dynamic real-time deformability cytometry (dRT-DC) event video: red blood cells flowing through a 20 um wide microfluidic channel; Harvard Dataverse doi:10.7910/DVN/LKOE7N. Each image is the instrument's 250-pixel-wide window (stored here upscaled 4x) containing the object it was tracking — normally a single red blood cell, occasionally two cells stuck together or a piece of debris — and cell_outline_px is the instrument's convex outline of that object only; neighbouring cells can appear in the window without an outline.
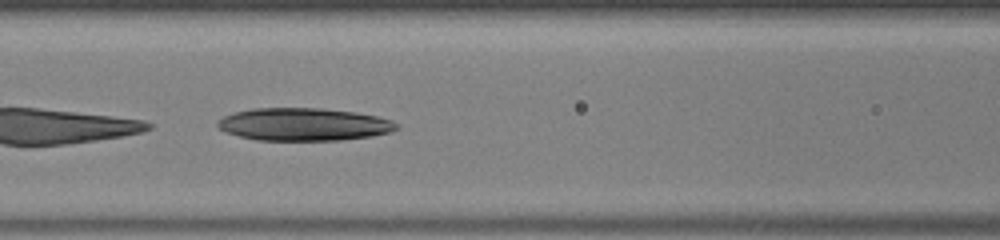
{"species": "human", "species_latin": "Homo sapiens", "temperature_condition": "warm", "stored_images_in_passage": 47, "camera_frame_rate_fps": 3000, "um_per_image_px": 0.085, "donor": {"sex": "male"}, "frame": {"image": 1, "passage_image": 21, "time_ms": 6.667, "image_size_px": [1000, 240], "cell_outline_px": [[400, 128], [392, 132], [372, 136], [340, 140], [256, 140], [224, 132], [216, 124], [224, 116], [232, 112], [252, 108], [320, 108], [356, 112], [376, 116], [392, 120], [400, 124]], "centroid_in_image_um": [25.85, 10.57], "position_along_channel_um": 140.7, "area_um2": 34.33}}
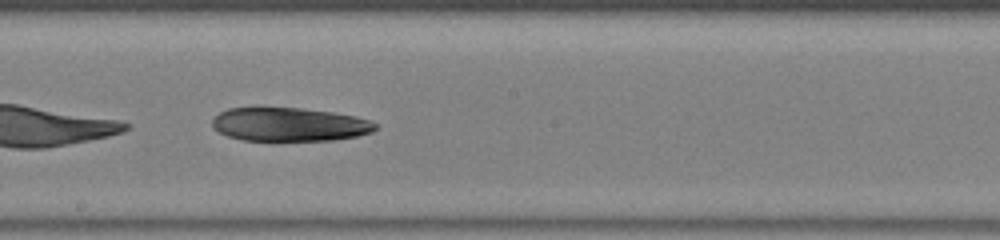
{"frame": {"image": 2, "passage_image": 27, "time_ms": 8.667, "image_size_px": [1000, 240], "cell_outline_px": [[376, 128], [372, 132], [356, 136], [332, 140], [244, 140], [228, 136], [212, 128], [212, 120], [220, 112], [228, 108], [256, 104], [260, 104], [300, 108], [332, 112], [356, 116], [372, 120], [376, 124]], "centroid_in_image_um": [24.53, 10.52], "position_along_channel_um": 223.7, "area_um2": 32.89}}
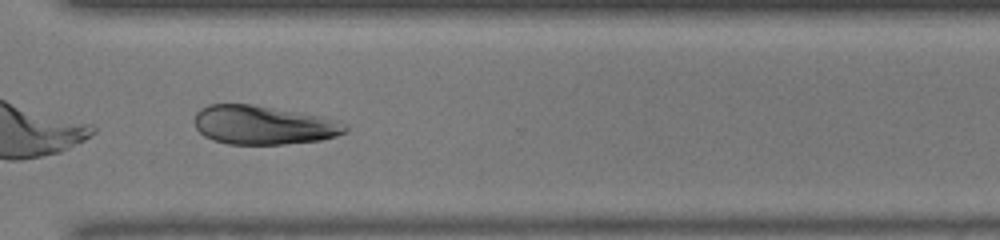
{"frame": {"image": 3, "passage_image": 36, "time_ms": 11.667, "image_size_px": [1000, 240], "cell_outline_px": [[348, 132], [336, 136], [320, 140], [284, 144], [228, 144], [212, 140], [204, 136], [196, 128], [196, 112], [200, 108], [208, 104], [252, 104], [320, 116], [336, 120], [348, 124]], "centroid_in_image_um": [22.4, 10.63], "position_along_channel_um": 348.2, "area_um2": 34.16}}